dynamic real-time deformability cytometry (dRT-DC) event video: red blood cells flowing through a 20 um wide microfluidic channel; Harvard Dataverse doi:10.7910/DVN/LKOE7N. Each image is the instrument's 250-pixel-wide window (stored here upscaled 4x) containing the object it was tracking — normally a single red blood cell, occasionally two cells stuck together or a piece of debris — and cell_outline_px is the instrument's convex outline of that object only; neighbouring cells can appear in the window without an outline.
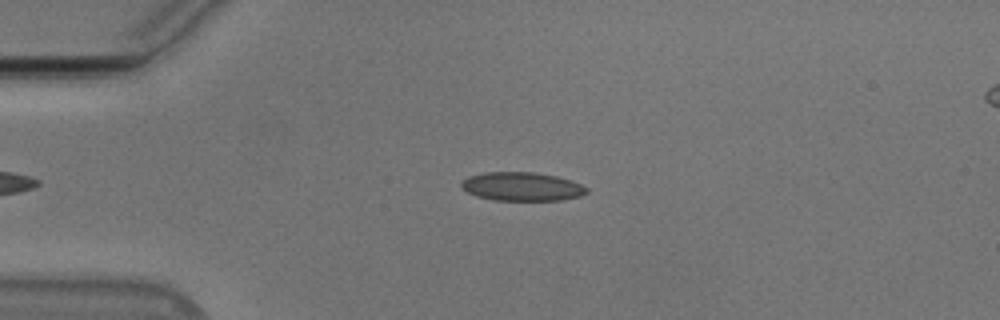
{"species": "Egyptian fruit bat (a non-hibernating species)", "species_latin": "Rousettus aegyptiacus", "temperature_condition": "cold", "stored_images_in_passage": 53, "camera_frame_rate_fps": 3000, "um_per_image_px": 0.085, "animal": {"sex": "male"}, "frame": {"image": 1, "passage_image": 12, "time_ms": 3.667, "image_size_px": [1000, 320], "cell_outline_px": [[588, 192], [580, 196], [560, 200], [492, 200], [476, 196], [468, 192], [460, 184], [460, 180], [468, 176], [484, 172], [532, 172], [556, 176], [580, 184], [588, 188]], "centroid_in_image_um": [44.32, 15.85], "position_along_channel_um": 40.7, "area_um2": 20.87}}
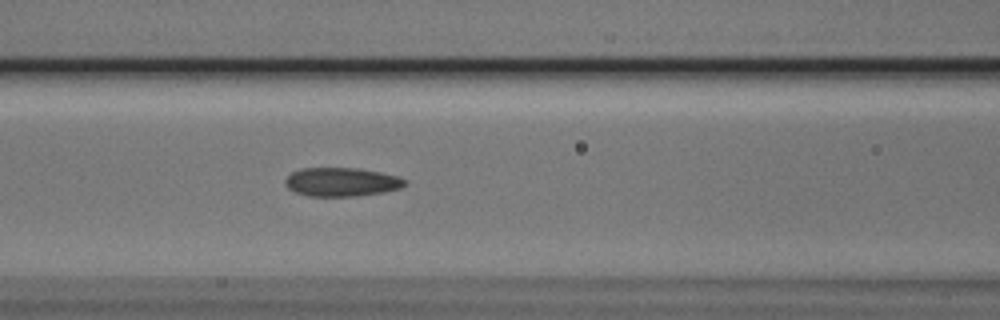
{"frame": {"image": 2, "passage_image": 22, "time_ms": 7.0, "image_size_px": [1000, 320], "cell_outline_px": [[408, 184], [400, 188], [384, 192], [356, 196], [308, 196], [296, 192], [288, 188], [284, 184], [284, 180], [292, 172], [300, 168], [356, 168], [380, 172], [396, 176], [408, 180]], "centroid_in_image_um": [29.04, 15.47], "position_along_channel_um": 137.6, "area_um2": 20.11}}
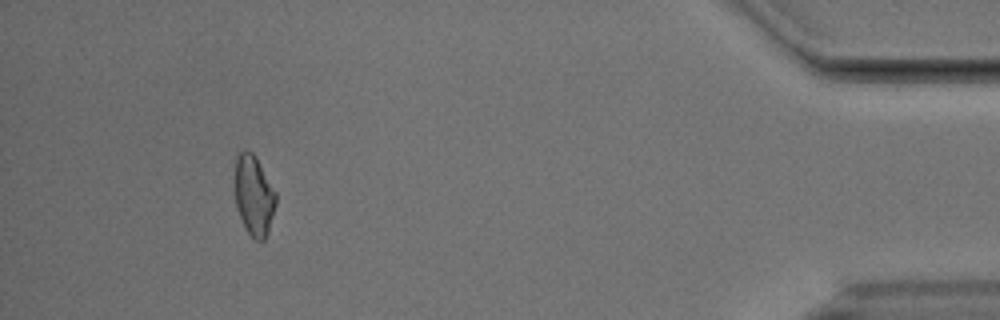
{"frame": {"image": 3, "passage_image": 49, "time_ms": 16.0, "image_size_px": [1000, 320], "cell_outline_px": [[276, 204], [268, 232], [264, 240], [256, 240], [248, 232], [240, 216], [236, 204], [236, 156], [244, 148], [252, 152], [256, 156], [276, 192]], "centroid_in_image_um": [21.6, 16.58], "position_along_channel_um": 413.6, "area_um2": 18.9}}